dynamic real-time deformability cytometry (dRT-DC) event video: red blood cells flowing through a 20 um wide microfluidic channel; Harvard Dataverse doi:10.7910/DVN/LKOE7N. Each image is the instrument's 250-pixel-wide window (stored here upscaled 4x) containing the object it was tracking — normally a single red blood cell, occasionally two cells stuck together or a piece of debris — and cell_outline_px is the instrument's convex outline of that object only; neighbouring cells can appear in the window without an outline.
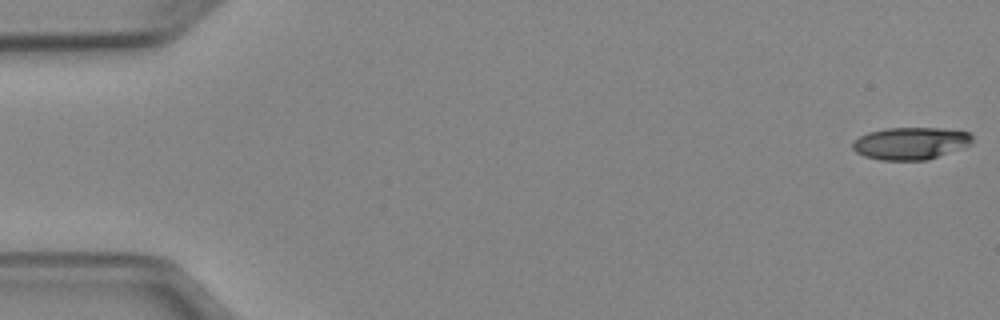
{"species": "Egyptian fruit bat (a non-hibernating species)", "species_latin": "Rousettus aegyptiacus", "temperature_condition": "cold", "stored_images_in_passage": 51, "camera_frame_rate_fps": 3000, "um_per_image_px": 0.085, "animal": {"sex": "female"}, "frame": {"image": 1, "passage_image": 1, "time_ms": 0.0, "image_size_px": [1000, 320], "cell_outline_px": [[972, 144], [964, 148], [928, 160], [880, 160], [864, 156], [856, 152], [852, 148], [852, 144], [860, 136], [868, 132], [888, 128], [944, 128], [968, 132], [972, 136]], "centroid_in_image_um": [77.43, 12.19], "position_along_channel_um": 7.6, "area_um2": 22.66}}
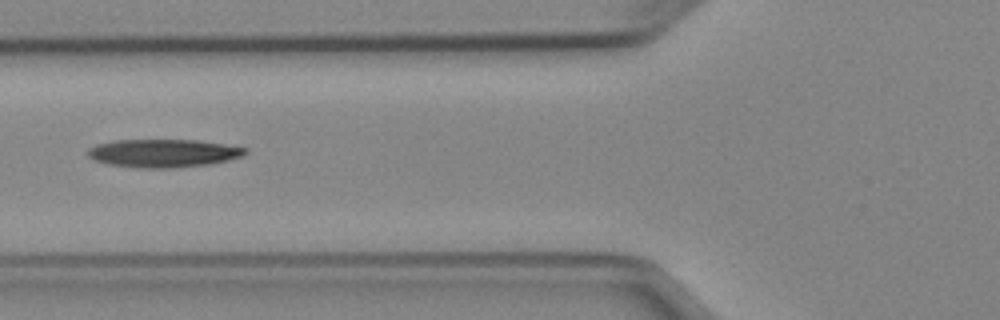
{"frame": {"image": 2, "passage_image": 20, "time_ms": 6.333, "image_size_px": [1000, 320], "cell_outline_px": [[248, 152], [244, 156], [212, 164], [176, 168], [136, 168], [104, 164], [92, 160], [88, 156], [88, 148], [96, 144], [116, 140], [196, 140], [224, 144], [248, 148]], "centroid_in_image_um": [13.87, 13.03], "position_along_channel_um": 111.9, "area_um2": 26.24}}
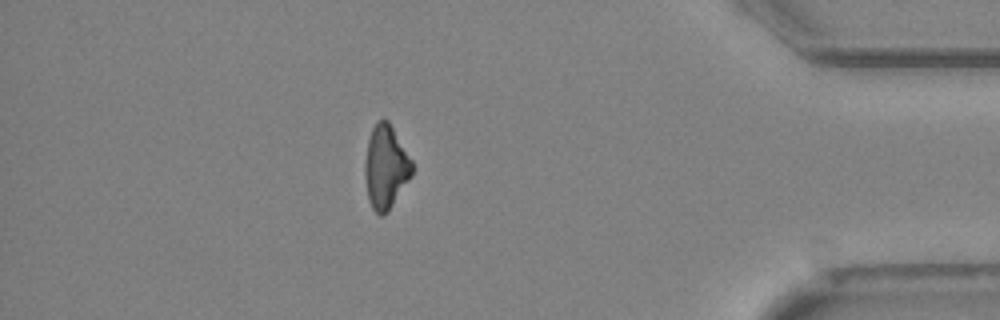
{"frame": {"image": 3, "passage_image": 45, "time_ms": 14.667, "image_size_px": [1000, 320], "cell_outline_px": [[412, 176], [388, 212], [384, 216], [380, 216], [372, 208], [368, 200], [364, 176], [364, 164], [368, 140], [372, 128], [376, 120], [388, 120], [412, 160]], "centroid_in_image_um": [32.77, 14.22], "position_along_channel_um": 402.4, "area_um2": 23.12}, "authors_computed_cell_mechanics": {"area_um2": 24.6228, "velocity_mm_per_s": 3.9592, "shape_relaxation_time_tau1_ms": 4.8817, "shape_relaxation_time_tau2_ms": null, "deformation_change_tau1": 0.1589, "deformation_change_tau2": null}}